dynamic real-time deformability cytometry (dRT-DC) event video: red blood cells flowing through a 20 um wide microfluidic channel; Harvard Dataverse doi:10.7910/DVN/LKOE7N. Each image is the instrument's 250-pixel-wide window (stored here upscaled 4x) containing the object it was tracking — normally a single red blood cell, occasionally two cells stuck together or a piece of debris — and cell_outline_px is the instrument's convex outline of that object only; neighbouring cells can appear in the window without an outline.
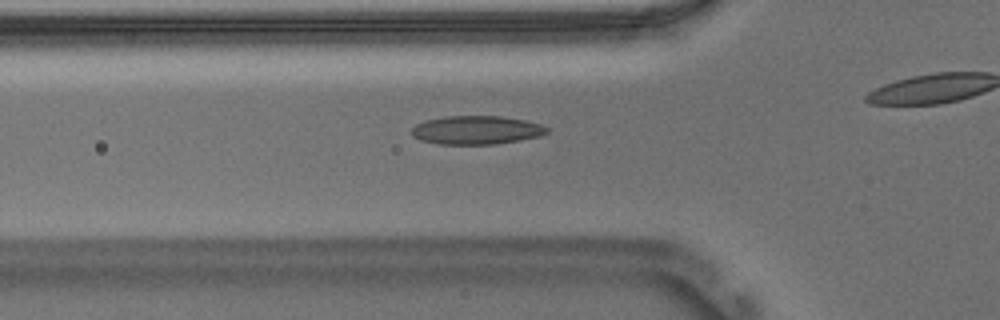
{"species": "Egyptian fruit bat (a non-hibernating species)", "species_latin": "Rousettus aegyptiacus", "temperature_condition": "warm", "stored_images_in_passage": 35, "camera_frame_rate_fps": 3000, "um_per_image_px": 0.085, "animal": {"sex": "male"}, "frame": {"image": 1, "passage_image": 10, "time_ms": 3.0, "image_size_px": [1000, 320], "cell_outline_px": [[548, 132], [540, 136], [520, 140], [496, 144], [440, 144], [420, 140], [412, 136], [412, 128], [416, 124], [428, 120], [448, 116], [500, 116], [524, 120], [540, 124], [548, 128]], "centroid_in_image_um": [40.5, 11.06], "position_along_channel_um": 85.3, "area_um2": 22.37}}
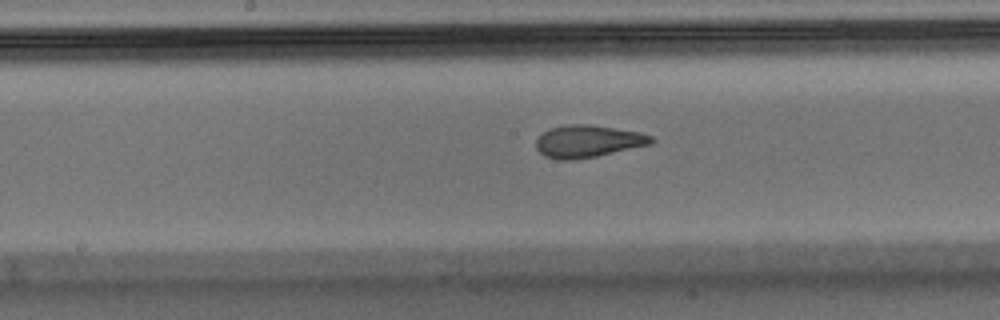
{"frame": {"image": 2, "passage_image": 19, "time_ms": 6.0, "image_size_px": [1000, 320], "cell_outline_px": [[656, 140], [652, 144], [596, 156], [572, 160], [556, 160], [544, 156], [536, 148], [536, 140], [544, 132], [552, 128], [568, 124], [588, 124], [640, 132], [652, 136]], "centroid_in_image_um": [49.99, 12.02], "position_along_channel_um": 198.2, "area_um2": 21.62}}
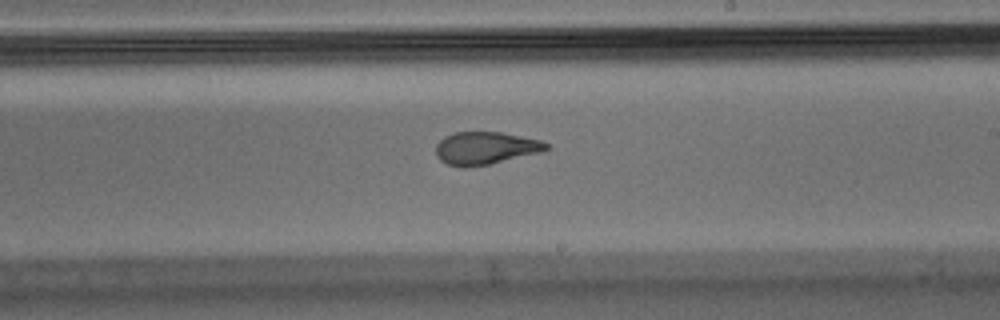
{"frame": {"image": 3, "passage_image": 23, "time_ms": 7.333, "image_size_px": [1000, 320], "cell_outline_px": [[548, 148], [540, 152], [488, 164], [448, 164], [440, 160], [436, 156], [436, 144], [444, 136], [456, 132], [500, 132], [540, 140], [548, 144]], "centroid_in_image_um": [41.25, 12.54], "position_along_channel_um": 247.7, "area_um2": 20.17}}